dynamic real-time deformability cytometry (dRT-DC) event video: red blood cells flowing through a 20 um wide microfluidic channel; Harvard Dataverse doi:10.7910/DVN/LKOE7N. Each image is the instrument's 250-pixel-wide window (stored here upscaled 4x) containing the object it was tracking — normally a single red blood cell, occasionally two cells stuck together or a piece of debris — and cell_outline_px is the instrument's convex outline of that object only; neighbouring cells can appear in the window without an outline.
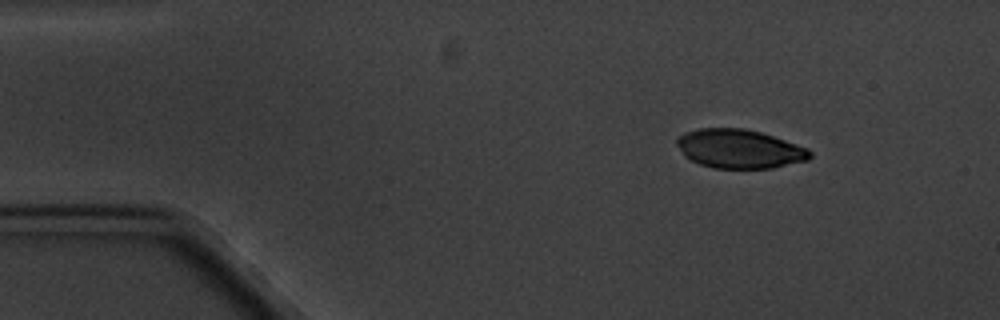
{"species": "common noctule bat (a hibernating species)", "species_latin": "Nyctalus noctula", "temperature_condition": "cold", "stored_images_in_passage": 8, "camera_frame_rate_fps": 3000, "um_per_image_px": 0.085, "animal": {"sex": "male", "body_mass_g": 20.1, "forearm_length_mm": 53.5}, "frame": {"image": 1, "passage_image": 1, "time_ms": 0.0, "image_size_px": [1000, 320], "cell_outline_px": [[812, 156], [808, 160], [772, 168], [712, 168], [700, 164], [684, 156], [676, 144], [676, 140], [684, 132], [700, 128], [744, 128], [760, 132], [808, 148], [812, 152]], "centroid_in_image_um": [62.84, 12.65], "position_along_channel_um": 22.2, "area_um2": 30.11}}